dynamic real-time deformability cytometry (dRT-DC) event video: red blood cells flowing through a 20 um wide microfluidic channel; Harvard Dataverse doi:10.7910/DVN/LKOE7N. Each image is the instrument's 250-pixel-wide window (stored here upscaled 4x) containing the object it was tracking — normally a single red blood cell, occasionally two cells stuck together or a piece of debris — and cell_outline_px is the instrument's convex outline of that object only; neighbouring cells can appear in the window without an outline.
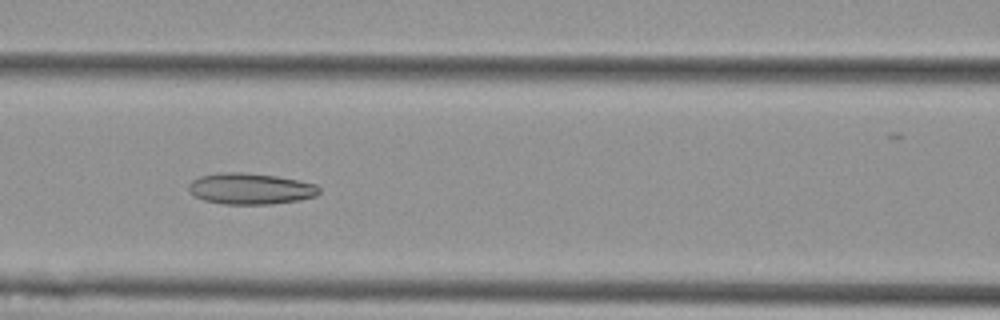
{"species": "Egyptian fruit bat (a non-hibernating species)", "species_latin": "Rousettus aegyptiacus", "temperature_condition": "cold", "stored_images_in_passage": 9, "camera_frame_rate_fps": 3000, "um_per_image_px": 0.085, "animal": {"sex": "female"}, "frame": {"image": 1, "passage_image": 6, "time_ms": 1.667, "image_size_px": [1000, 320], "cell_outline_px": [[320, 192], [316, 196], [300, 200], [272, 204], [224, 204], [204, 200], [196, 196], [188, 188], [188, 184], [192, 180], [200, 176], [220, 172], [244, 172], [276, 176], [316, 184], [320, 188]], "centroid_in_image_um": [21.3, 16.04], "position_along_channel_um": 145.3, "area_um2": 23.7}}
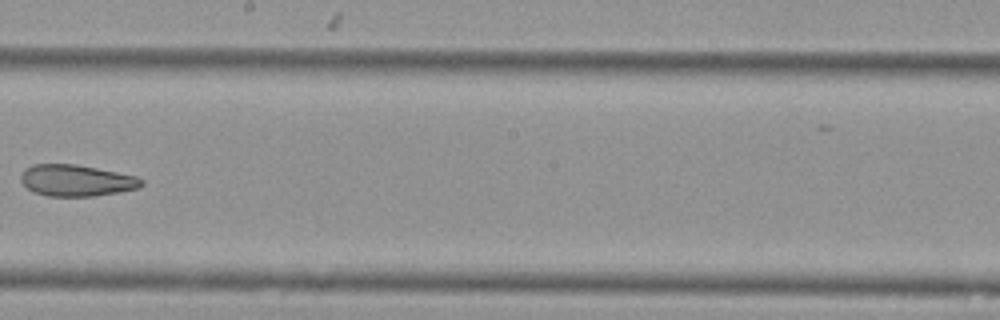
{"frame": {"image": 2, "passage_image": 8, "time_ms": 2.333, "image_size_px": [1000, 320], "cell_outline_px": [[144, 184], [140, 188], [120, 192], [92, 196], [48, 196], [32, 192], [20, 180], [20, 176], [24, 168], [32, 164], [76, 164], [136, 176], [144, 180]], "centroid_in_image_um": [6.49, 15.34], "position_along_channel_um": 241.7, "area_um2": 22.25}}
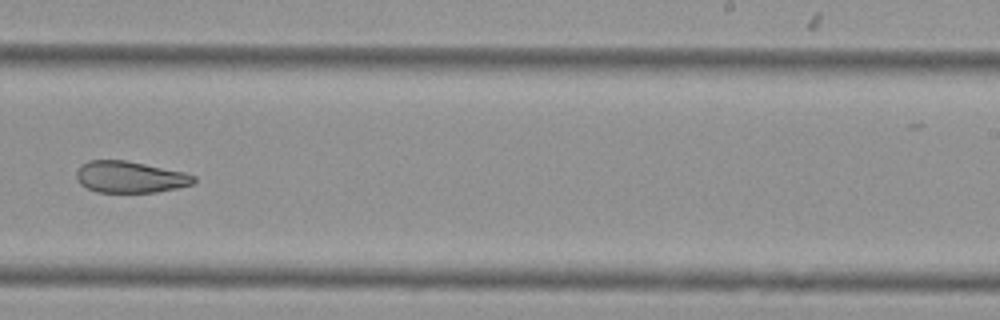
{"frame": {"image": 3, "passage_image": 9, "time_ms": 2.667, "image_size_px": [1000, 320], "cell_outline_px": [[196, 180], [192, 184], [176, 188], [156, 192], [96, 192], [80, 184], [76, 180], [76, 172], [88, 160], [124, 160], [184, 172], [196, 176]], "centroid_in_image_um": [11.04, 15.05], "position_along_channel_um": 278.0, "area_um2": 21.39}}